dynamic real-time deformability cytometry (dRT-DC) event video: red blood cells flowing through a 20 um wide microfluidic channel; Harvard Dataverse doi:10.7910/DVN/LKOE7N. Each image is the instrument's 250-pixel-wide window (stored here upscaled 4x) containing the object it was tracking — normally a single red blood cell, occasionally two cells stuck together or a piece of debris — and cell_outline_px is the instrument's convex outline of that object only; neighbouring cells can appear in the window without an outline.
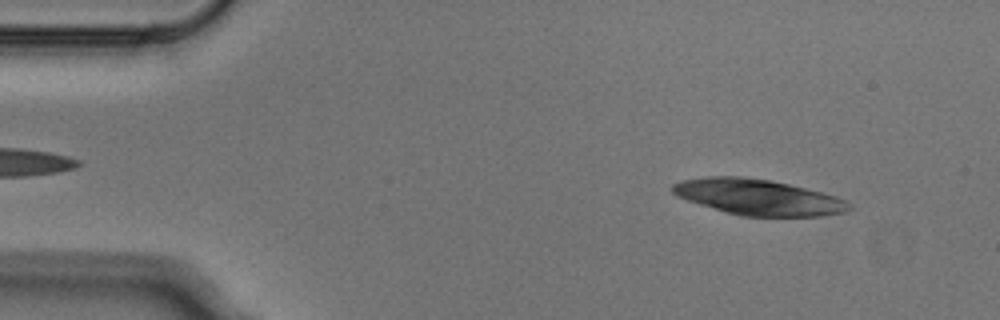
{"species": "Egyptian fruit bat (a non-hibernating species)", "species_latin": "Rousettus aegyptiacus", "temperature_condition": "cold", "stored_images_in_passage": 6, "camera_frame_rate_fps": 3000, "um_per_image_px": 0.085, "animal": {"sex": "male"}, "frame": {"image": 1, "passage_image": 1, "time_ms": 0.0, "image_size_px": [1000, 320], "cell_outline_px": [[852, 208], [844, 212], [820, 216], [740, 216], [700, 204], [676, 196], [672, 192], [672, 184], [680, 180], [708, 176], [740, 176], [772, 180], [836, 196], [852, 204]], "centroid_in_image_um": [64.42, 16.75], "position_along_channel_um": 20.6, "area_um2": 36.65}}
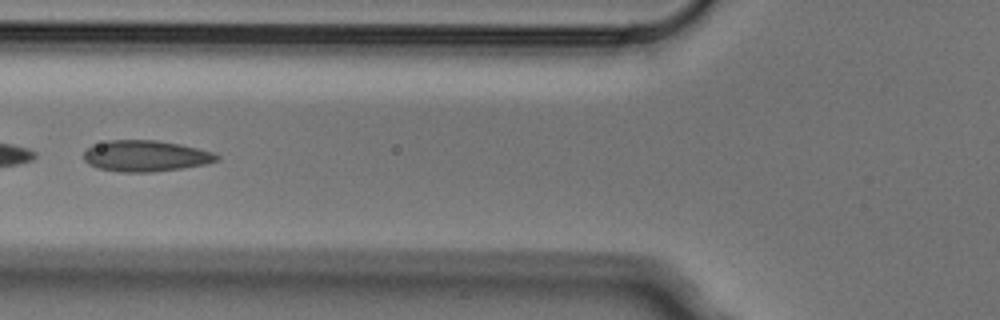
{"frame": {"image": 2, "passage_image": 5, "time_ms": 1.333, "image_size_px": [1000, 320], "cell_outline_px": [[220, 160], [208, 164], [152, 172], [120, 172], [96, 168], [88, 164], [84, 160], [84, 152], [92, 144], [108, 140], [156, 140], [180, 144], [212, 152], [220, 156]], "centroid_in_image_um": [12.36, 13.26], "position_along_channel_um": 113.4, "area_um2": 24.28}}
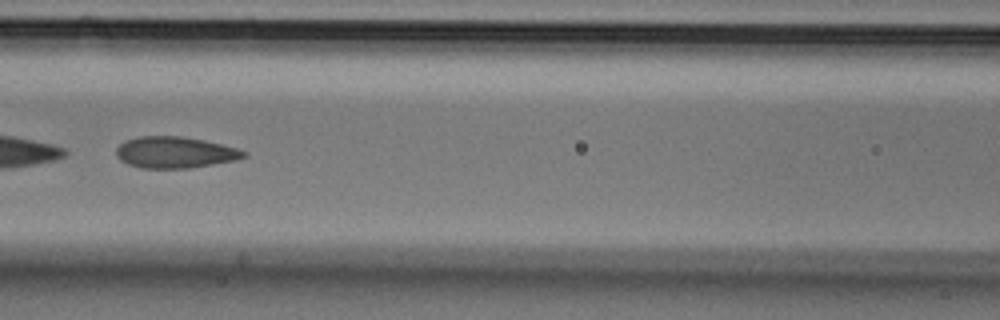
{"frame": {"image": 3, "passage_image": 6, "time_ms": 1.667, "image_size_px": [1000, 320], "cell_outline_px": [[248, 156], [236, 160], [188, 168], [140, 168], [128, 164], [120, 160], [116, 156], [116, 148], [124, 140], [140, 136], [180, 136], [204, 140], [236, 148], [248, 152]], "centroid_in_image_um": [14.85, 12.95], "position_along_channel_um": 151.7, "area_um2": 23.35}}